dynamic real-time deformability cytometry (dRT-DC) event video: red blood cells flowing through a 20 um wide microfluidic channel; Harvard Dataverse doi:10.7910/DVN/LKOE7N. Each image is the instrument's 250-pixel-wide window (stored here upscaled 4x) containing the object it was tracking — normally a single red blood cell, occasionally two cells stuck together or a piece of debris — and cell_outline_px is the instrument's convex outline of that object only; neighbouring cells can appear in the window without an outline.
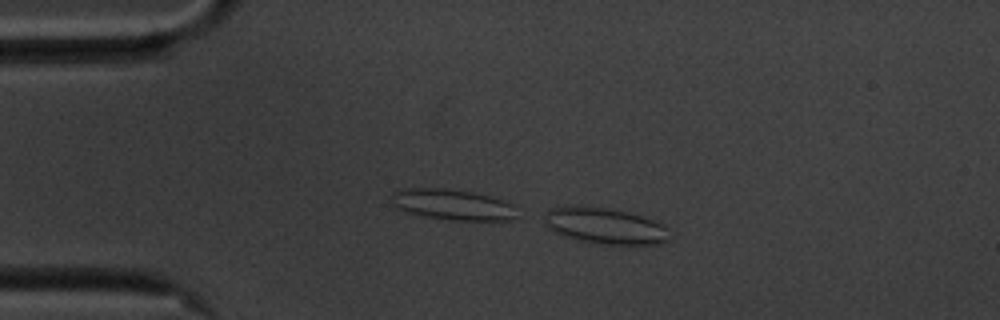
{"species": "common noctule bat (a hibernating species)", "species_latin": "Nyctalus noctula", "temperature_condition": "cold", "stored_images_in_passage": 12, "camera_frame_rate_fps": 3000, "um_per_image_px": 0.085, "animal": {"sex": "male", "body_mass_g": 20.1, "forearm_length_mm": 53.5}, "frame": {"image": 1, "passage_image": 12, "time_ms": 3.667, "image_size_px": [1000, 320], "cell_outline_px": [[668, 240], [656, 244], [600, 244], [576, 240], [564, 236], [548, 228], [544, 220], [548, 208], [564, 204], [588, 204], [628, 212], [656, 220], [668, 228]], "centroid_in_image_um": [51.36, 19.15], "position_along_channel_um": 33.6, "area_um2": 26.99}}